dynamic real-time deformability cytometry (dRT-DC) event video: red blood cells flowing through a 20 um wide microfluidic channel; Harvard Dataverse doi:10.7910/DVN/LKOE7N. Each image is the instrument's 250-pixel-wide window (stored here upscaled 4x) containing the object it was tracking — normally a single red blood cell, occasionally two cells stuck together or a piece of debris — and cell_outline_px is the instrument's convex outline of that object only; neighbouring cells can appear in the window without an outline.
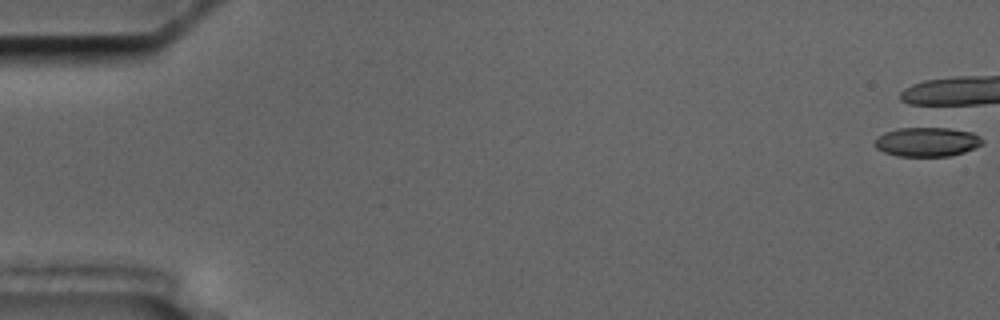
{"species": "common noctule bat (a hibernating species)", "species_latin": "Nyctalus noctula", "temperature_condition": "cold", "stored_images_in_passage": 1, "camera_frame_rate_fps": 3000, "um_per_image_px": 0.085, "animal": {"sex": "male", "body_mass_g": 17.5, "forearm_length_mm": 52.3}, "frame": {"image": 1, "passage_image": 1, "time_ms": 0.0, "image_size_px": [1000, 320], "cell_outline_px": [[984, 144], [976, 148], [964, 152], [948, 156], [896, 156], [884, 152], [876, 148], [872, 144], [872, 140], [884, 132], [900, 128], [948, 128], [972, 132], [980, 136], [984, 140]], "centroid_in_image_um": [78.79, 12.06], "position_along_channel_um": 6.2, "area_um2": 18.61}}